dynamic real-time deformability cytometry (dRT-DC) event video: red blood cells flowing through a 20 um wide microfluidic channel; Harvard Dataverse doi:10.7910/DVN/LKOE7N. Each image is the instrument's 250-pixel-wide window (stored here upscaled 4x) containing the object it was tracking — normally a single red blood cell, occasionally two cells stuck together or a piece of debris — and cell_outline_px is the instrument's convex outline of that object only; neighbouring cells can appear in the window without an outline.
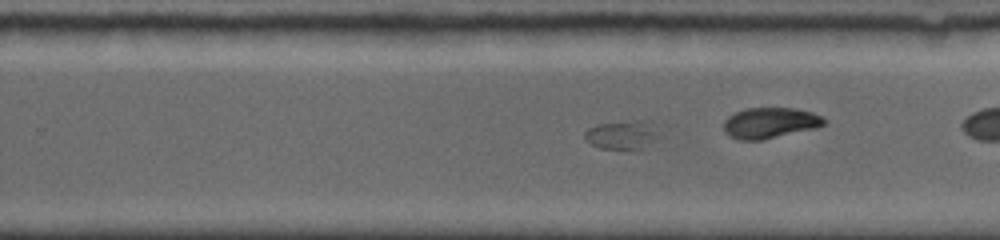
{"species": "common noctule bat (a hibernating species)", "species_latin": "Nyctalus noctula", "temperature_condition": "room temperature", "stored_images_in_passage": 28, "camera_frame_rate_fps": 5000, "um_per_image_px": 0.085, "animal": {"sex": "female", "body_mass_g": 19.0, "forearm_length_mm": 56.7}, "frame": {"image": 1, "passage_image": 20, "time_ms": 10.4, "image_size_px": [1000, 240], "cell_outline_px": [[660, 132], [656, 136], [640, 148], [600, 148], [592, 144], [584, 136], [584, 132], [588, 128], [596, 124], [640, 120]], "centroid_in_image_um": [52.77, 11.44], "position_along_channel_um": 277.0, "area_um2": 11.56}}